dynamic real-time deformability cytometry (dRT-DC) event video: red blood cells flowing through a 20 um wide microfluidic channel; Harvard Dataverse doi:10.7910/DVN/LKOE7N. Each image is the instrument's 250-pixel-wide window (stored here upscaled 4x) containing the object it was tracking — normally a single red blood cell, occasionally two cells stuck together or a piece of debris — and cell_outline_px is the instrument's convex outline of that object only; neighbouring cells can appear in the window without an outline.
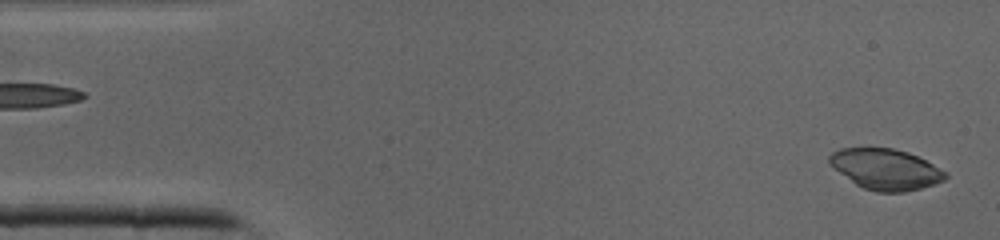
{"species": "common noctule bat (a hibernating species)", "species_latin": "Nyctalus noctula", "temperature_condition": "cold", "stored_images_in_passage": 10, "camera_frame_rate_fps": 3000, "um_per_image_px": 0.085, "animal": {"sex": "male", "body_mass_g": 19.0, "forearm_length_mm": 50.8}, "frame": {"image": 1, "passage_image": 1, "time_ms": 0.0, "image_size_px": [1000, 240], "cell_outline_px": [[948, 176], [944, 180], [920, 188], [904, 192], [876, 192], [864, 188], [856, 184], [828, 164], [828, 156], [832, 152], [840, 148], [892, 148], [908, 152], [948, 172]], "centroid_in_image_um": [75.26, 14.38], "position_along_channel_um": 9.7, "area_um2": 27.4}}